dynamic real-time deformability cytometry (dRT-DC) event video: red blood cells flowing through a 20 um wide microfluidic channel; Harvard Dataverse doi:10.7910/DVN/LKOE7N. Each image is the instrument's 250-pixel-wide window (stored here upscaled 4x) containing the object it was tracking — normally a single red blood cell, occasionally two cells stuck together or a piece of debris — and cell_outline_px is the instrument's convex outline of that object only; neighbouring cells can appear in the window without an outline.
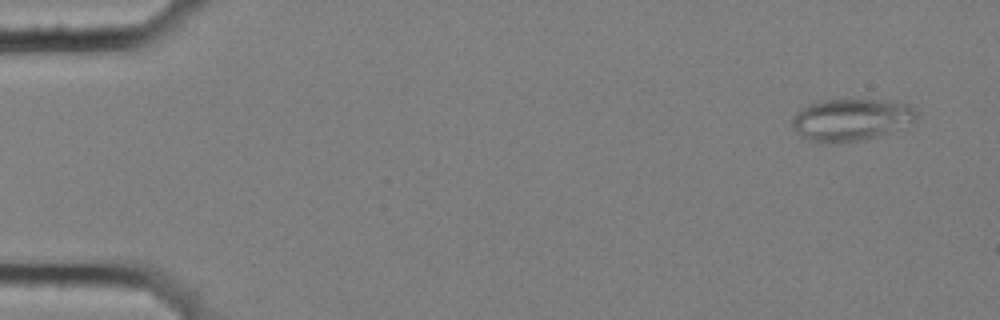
{"species": "common noctule bat (a hibernating species)", "species_latin": "Nyctalus noctula", "temperature_condition": "cold", "stored_images_in_passage": 5, "camera_frame_rate_fps": 3000, "um_per_image_px": 0.085, "animal": {"sex": "female", "body_mass_g": 25.1}, "frame": {"image": 1, "passage_image": 1, "time_ms": 0.0, "image_size_px": [1000, 320], "cell_outline_px": [[916, 120], [888, 132], [856, 140], [828, 144], [808, 140], [800, 136], [792, 128], [792, 120], [796, 112], [800, 108], [808, 104], [820, 100], [884, 100], [912, 104], [916, 112]], "centroid_in_image_um": [72.28, 10.15], "position_along_channel_um": 12.7, "area_um2": 30.29}}
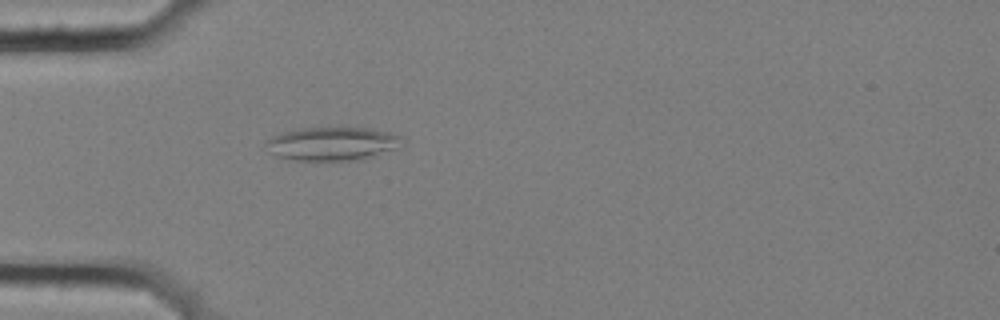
{"frame": {"image": 2, "passage_image": 5, "time_ms": 1.333, "image_size_px": [1000, 320], "cell_outline_px": [[400, 148], [360, 160], [296, 160], [276, 156], [272, 152], [264, 140], [272, 136], [284, 132], [300, 128], [372, 128], [388, 132], [400, 136]], "centroid_in_image_um": [28.26, 12.22], "position_along_channel_um": 56.7, "area_um2": 26.36}}